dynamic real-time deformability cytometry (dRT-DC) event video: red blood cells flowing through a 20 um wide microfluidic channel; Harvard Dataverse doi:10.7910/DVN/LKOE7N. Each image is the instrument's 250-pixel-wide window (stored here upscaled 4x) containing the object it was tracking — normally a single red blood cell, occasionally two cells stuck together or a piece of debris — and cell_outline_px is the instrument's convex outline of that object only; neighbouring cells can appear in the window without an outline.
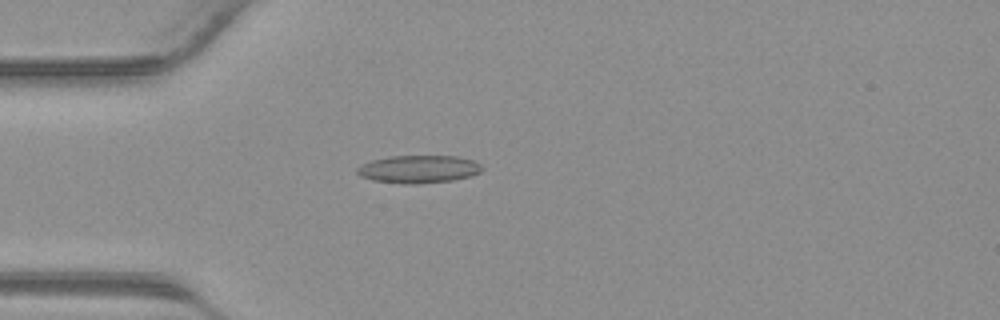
{"species": "common noctule bat (a hibernating species)", "species_latin": "Nyctalus noctula", "temperature_condition": "warm", "stored_images_in_passage": 42, "camera_frame_rate_fps": 3000, "um_per_image_px": 0.085, "animal": {"sex": "male", "body_mass_g": 23.1, "forearm_length_mm": 52.7}, "frame": {"image": 1, "passage_image": 12, "time_ms": 3.667, "image_size_px": [1000, 320], "cell_outline_px": [[484, 168], [480, 172], [472, 176], [452, 180], [416, 184], [404, 184], [372, 180], [360, 176], [356, 172], [356, 168], [360, 164], [372, 160], [388, 156], [456, 156], [476, 160]], "centroid_in_image_um": [35.58, 14.37], "position_along_channel_um": 49.4, "area_um2": 20.46}}
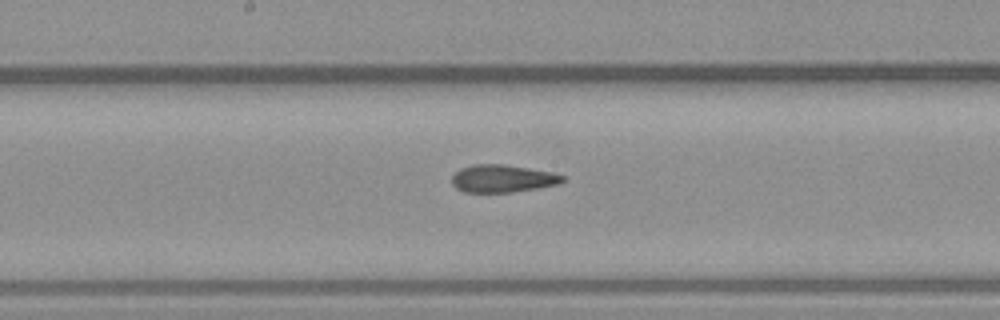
{"frame": {"image": 2, "passage_image": 22, "time_ms": 7.0, "image_size_px": [1000, 320], "cell_outline_px": [[568, 180], [560, 184], [540, 188], [512, 192], [464, 192], [456, 188], [452, 184], [452, 176], [460, 168], [472, 164], [504, 164], [552, 172], [568, 176]], "centroid_in_image_um": [42.78, 15.18], "position_along_channel_um": 205.4, "area_um2": 18.15}}
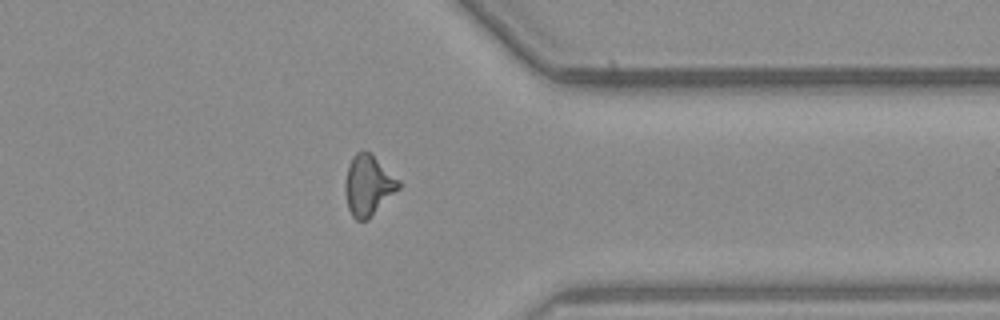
{"frame": {"image": 3, "passage_image": 33, "time_ms": 10.667, "image_size_px": [1000, 320], "cell_outline_px": [[404, 184], [368, 220], [356, 220], [352, 216], [348, 208], [344, 188], [344, 184], [348, 164], [352, 156], [356, 152], [372, 152]], "centroid_in_image_um": [31.32, 15.74], "position_along_channel_um": 380.1, "area_um2": 19.25}}